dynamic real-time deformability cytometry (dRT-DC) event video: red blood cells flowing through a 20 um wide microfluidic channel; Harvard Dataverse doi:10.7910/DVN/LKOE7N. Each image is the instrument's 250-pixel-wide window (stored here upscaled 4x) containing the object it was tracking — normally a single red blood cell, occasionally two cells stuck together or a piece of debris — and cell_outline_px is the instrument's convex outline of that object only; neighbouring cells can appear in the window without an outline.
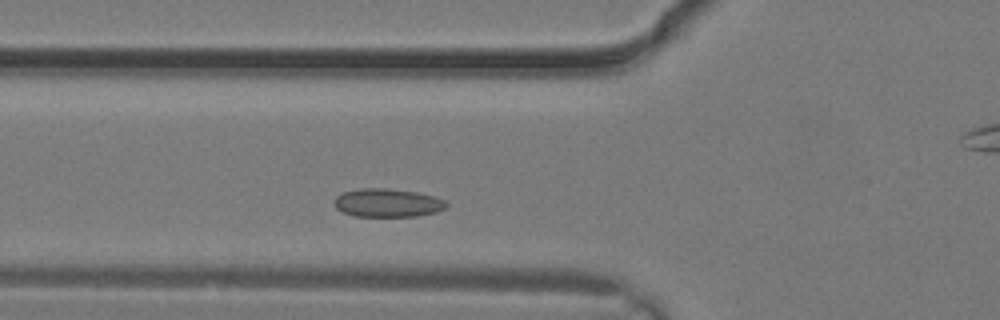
{"species": "common noctule bat (a hibernating species)", "species_latin": "Nyctalus noctula", "temperature_condition": "warm", "stored_images_in_passage": 3, "camera_frame_rate_fps": 3000, "um_per_image_px": 0.085, "animal": {"sex": "male", "body_mass_g": 19.2, "forearm_length_mm": 51.8}, "frame": {"image": 1, "passage_image": 2, "time_ms": 0.333, "image_size_px": [1000, 320], "cell_outline_px": [[448, 204], [444, 208], [436, 212], [416, 216], [352, 216], [336, 208], [336, 196], [344, 192], [360, 188], [388, 188], [416, 192], [432, 196], [444, 200]], "centroid_in_image_um": [32.94, 17.24], "position_along_channel_um": 92.9, "area_um2": 18.32}}